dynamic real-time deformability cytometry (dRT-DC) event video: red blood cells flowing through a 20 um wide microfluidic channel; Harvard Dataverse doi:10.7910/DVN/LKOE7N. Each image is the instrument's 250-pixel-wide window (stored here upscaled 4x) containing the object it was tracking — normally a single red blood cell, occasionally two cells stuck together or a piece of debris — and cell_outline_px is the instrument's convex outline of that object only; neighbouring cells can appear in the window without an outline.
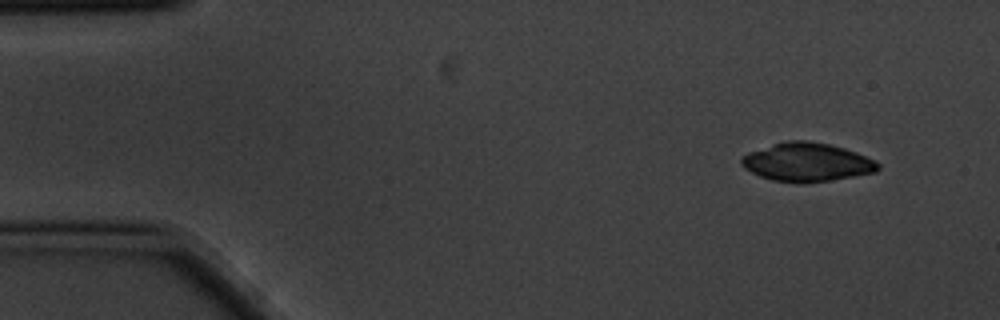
{"species": "common noctule bat (a hibernating species)", "species_latin": "Nyctalus noctula", "temperature_condition": "cold", "stored_images_in_passage": 4, "camera_frame_rate_fps": 3000, "um_per_image_px": 0.085, "animal": {"sex": "male", "body_mass_g": 20.1, "forearm_length_mm": 53.5}, "frame": {"image": 1, "passage_image": 1, "time_ms": 0.0, "image_size_px": [1000, 320], "cell_outline_px": [[880, 168], [876, 172], [804, 184], [800, 184], [772, 180], [760, 176], [744, 168], [740, 164], [740, 160], [748, 152], [784, 140], [808, 140], [828, 144], [844, 148], [856, 152], [876, 160], [880, 164]], "centroid_in_image_um": [68.58, 13.78], "position_along_channel_um": 16.4, "area_um2": 30.87}}